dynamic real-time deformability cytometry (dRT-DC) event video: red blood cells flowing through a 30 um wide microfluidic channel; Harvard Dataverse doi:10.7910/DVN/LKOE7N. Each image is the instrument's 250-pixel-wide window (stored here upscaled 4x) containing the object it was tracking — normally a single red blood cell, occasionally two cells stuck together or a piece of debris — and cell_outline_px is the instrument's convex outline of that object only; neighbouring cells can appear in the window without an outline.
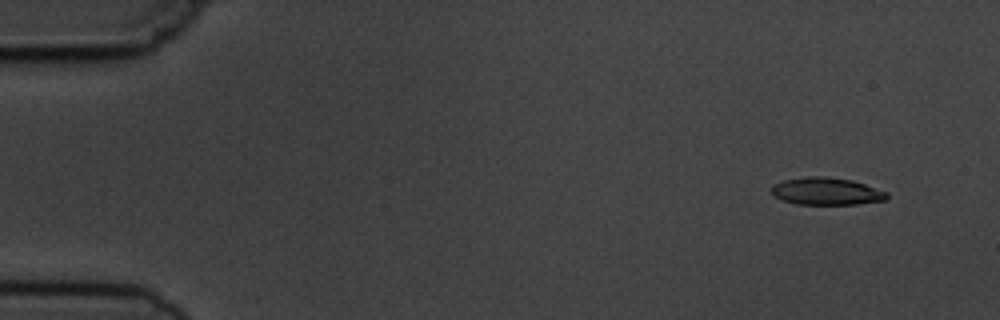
{"species": "common noctule bat (a hibernating species)", "species_latin": "Nyctalus noctula", "temperature_condition": "cold", "stored_images_in_passage": 6, "camera_frame_rate_fps": 3000, "um_per_image_px": 0.085, "animal": {"sex": "male", "body_mass_g": 19.5, "forearm_length_mm": 54.6}, "frame": {"image": 1, "passage_image": 2, "time_ms": 1.0, "image_size_px": [1000, 320], "cell_outline_px": [[888, 200], [856, 204], [796, 204], [772, 196], [772, 184], [784, 180], [808, 176], [824, 176], [852, 180], [888, 192]], "centroid_in_image_um": [70.25, 16.26], "position_along_channel_um": 14.8, "area_um2": 18.44}}
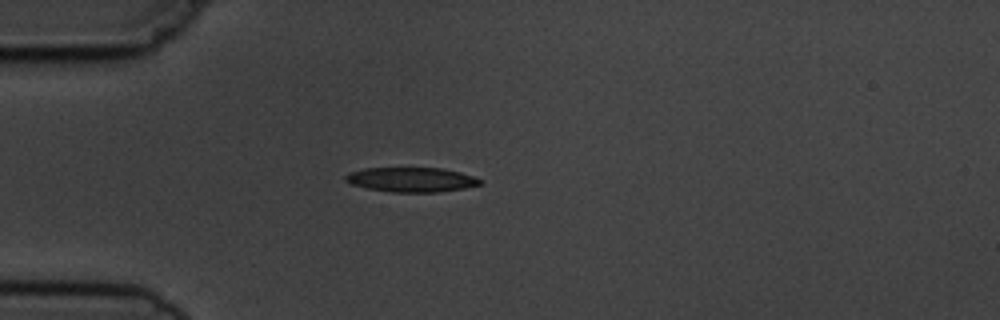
{"frame": {"image": 2, "passage_image": 5, "time_ms": 4.667, "image_size_px": [1000, 320], "cell_outline_px": [[484, 184], [464, 188], [440, 192], [392, 192], [368, 188], [352, 184], [344, 180], [344, 176], [348, 172], [364, 168], [440, 168], [460, 172], [484, 180]], "centroid_in_image_um": [34.98, 15.27], "position_along_channel_um": 50.0, "area_um2": 19.36}}